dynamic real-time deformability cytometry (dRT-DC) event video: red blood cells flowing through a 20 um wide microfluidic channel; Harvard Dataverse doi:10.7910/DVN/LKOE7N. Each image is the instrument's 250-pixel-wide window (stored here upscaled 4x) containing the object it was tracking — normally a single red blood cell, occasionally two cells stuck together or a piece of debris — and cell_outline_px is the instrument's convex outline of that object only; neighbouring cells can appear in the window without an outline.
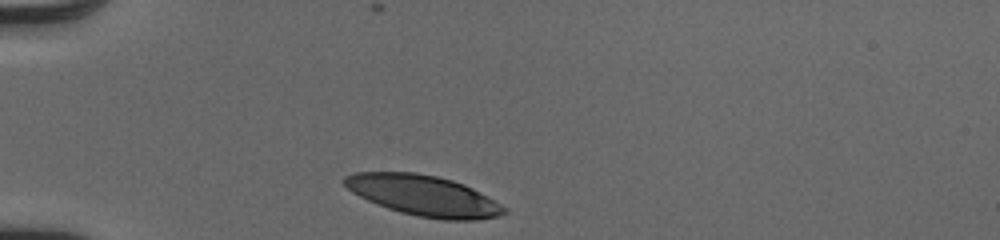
{"species": "human", "species_latin": "Homo sapiens", "temperature_condition": "cold", "stored_images_in_passage": 30, "camera_frame_rate_fps": 3000, "um_per_image_px": 0.085, "donor": {"sex": "male"}, "frame": {"image": 1, "passage_image": 1, "time_ms": 0.0, "image_size_px": [1000, 240], "cell_outline_px": [[508, 212], [496, 216], [476, 220], [444, 220], [416, 216], [400, 212], [376, 204], [352, 192], [340, 180], [344, 176], [356, 172], [416, 172], [436, 176], [452, 180], [464, 184], [472, 188], [508, 208]], "centroid_in_image_um": [35.99, 16.62], "position_along_channel_um": 49.0, "area_um2": 37.74}}
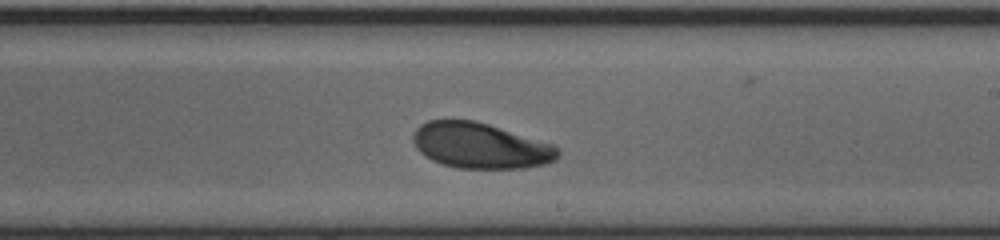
{"frame": {"image": 2, "passage_image": 18, "time_ms": 5.667, "image_size_px": [1000, 240], "cell_outline_px": [[560, 156], [556, 160], [544, 164], [524, 168], [456, 168], [432, 160], [424, 156], [416, 148], [412, 140], [412, 136], [416, 128], [420, 124], [428, 120], [472, 120], [488, 124], [552, 144], [560, 152]], "centroid_in_image_um": [40.8, 12.38], "position_along_channel_um": 248.2, "area_um2": 38.38}}
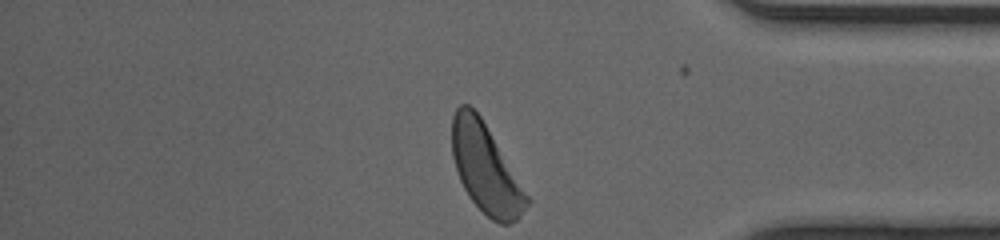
{"frame": {"image": 3, "passage_image": 30, "time_ms": 9.667, "image_size_px": [1000, 240], "cell_outline_px": [[532, 200], [516, 220], [508, 224], [500, 224], [492, 220], [468, 196], [460, 180], [452, 156], [452, 116], [456, 108], [460, 104], [468, 104], [480, 116]], "centroid_in_image_um": [41.28, 14.33], "position_along_channel_um": 393.9, "area_um2": 38.32}, "authors_computed_cell_mechanics": {"area_um2": 39.0728, "velocity_mm_per_s": 4.042, "shape_relaxation_time_tau1_ms": 2.4183, "shape_relaxation_time_tau2_ms": null, "deformation_change_tau1": 0.1238, "deformation_change_tau2": null}}